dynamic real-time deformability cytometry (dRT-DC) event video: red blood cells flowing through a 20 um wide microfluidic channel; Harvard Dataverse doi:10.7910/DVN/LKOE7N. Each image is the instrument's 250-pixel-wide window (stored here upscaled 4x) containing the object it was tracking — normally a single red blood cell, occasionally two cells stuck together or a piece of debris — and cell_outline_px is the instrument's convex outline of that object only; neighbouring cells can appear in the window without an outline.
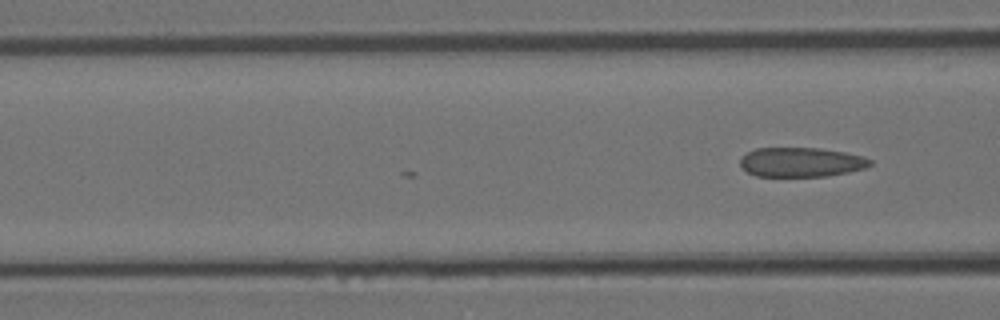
{"species": "Egyptian fruit bat (a non-hibernating species)", "species_latin": "Rousettus aegyptiacus", "temperature_condition": "room temperature", "stored_images_in_passage": 18, "camera_frame_rate_fps": 3000, "um_per_image_px": 0.085, "animal": {"sex": "female"}, "frame": {"image": 1, "passage_image": 18, "time_ms": 5.667, "image_size_px": [1000, 320], "cell_outline_px": [[872, 164], [864, 168], [848, 172], [828, 176], [756, 176], [748, 172], [740, 164], [740, 156], [756, 148], [820, 148], [844, 152], [860, 156], [872, 160]], "centroid_in_image_um": [68.08, 13.78], "position_along_channel_um": 98.5, "area_um2": 22.2}}